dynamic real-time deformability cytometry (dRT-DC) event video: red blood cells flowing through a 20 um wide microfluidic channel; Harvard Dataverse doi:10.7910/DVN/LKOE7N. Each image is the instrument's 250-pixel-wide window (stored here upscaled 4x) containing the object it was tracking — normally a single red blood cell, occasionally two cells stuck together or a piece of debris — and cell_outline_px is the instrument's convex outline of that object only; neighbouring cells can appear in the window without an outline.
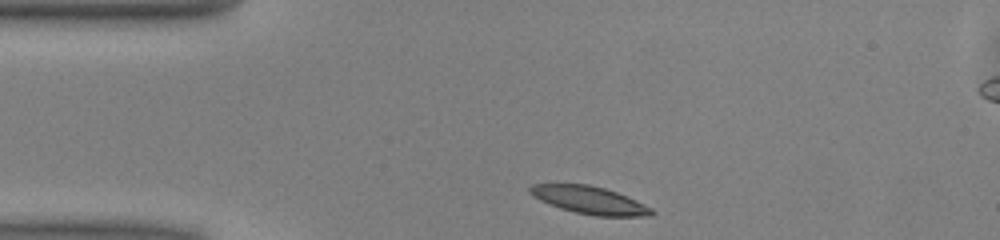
{"species": "common noctule bat (a hibernating species)", "species_latin": "Nyctalus noctula", "temperature_condition": "warm", "stored_images_in_passage": 42, "segment_of_instrument_passage": [1, 2], "camera_frame_rate_fps": 3000, "um_per_image_px": 0.085, "animal": {"sex": "male", "body_mass_g": 13.0, "forearm_length_mm": 53.1}, "frame": {"image": 1, "passage_image": 1, "time_ms": 0.0, "image_size_px": [1000, 240], "cell_outline_px": [[656, 212], [652, 216], [596, 216], [576, 212], [560, 208], [540, 200], [532, 196], [528, 192], [528, 188], [532, 184], [588, 184], [604, 188], [616, 192], [636, 200], [652, 208]], "centroid_in_image_um": [50.11, 17.01], "position_along_channel_um": 34.9, "area_um2": 19.54}}
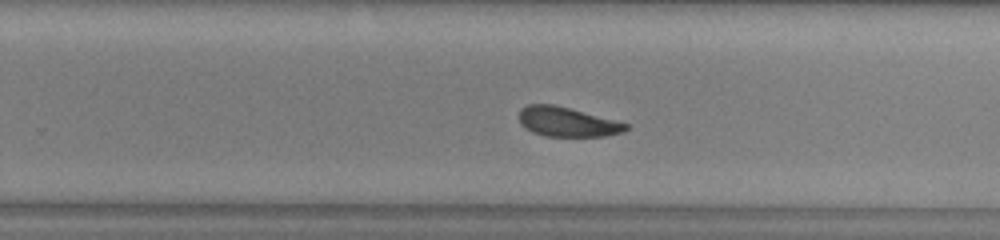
{"frame": {"image": 2, "passage_image": 22, "time_ms": 7.0, "image_size_px": [1000, 240], "cell_outline_px": [[628, 128], [624, 132], [604, 136], [544, 136], [532, 132], [524, 128], [520, 124], [520, 108], [528, 104], [556, 104], [616, 120], [628, 124]], "centroid_in_image_um": [48.2, 10.35], "position_along_channel_um": 281.6, "area_um2": 18.55}}
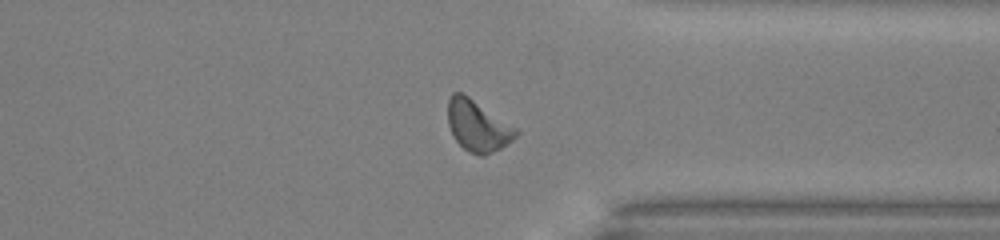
{"frame": {"image": 3, "passage_image": 29, "time_ms": 9.333, "image_size_px": [1000, 240], "cell_outline_px": [[520, 132], [512, 140], [500, 148], [484, 156], [480, 156], [468, 152], [452, 136], [448, 124], [448, 100], [452, 92], [460, 92], [468, 96], [516, 128]], "centroid_in_image_um": [40.57, 10.71], "position_along_channel_um": 370.8, "area_um2": 20.06}}